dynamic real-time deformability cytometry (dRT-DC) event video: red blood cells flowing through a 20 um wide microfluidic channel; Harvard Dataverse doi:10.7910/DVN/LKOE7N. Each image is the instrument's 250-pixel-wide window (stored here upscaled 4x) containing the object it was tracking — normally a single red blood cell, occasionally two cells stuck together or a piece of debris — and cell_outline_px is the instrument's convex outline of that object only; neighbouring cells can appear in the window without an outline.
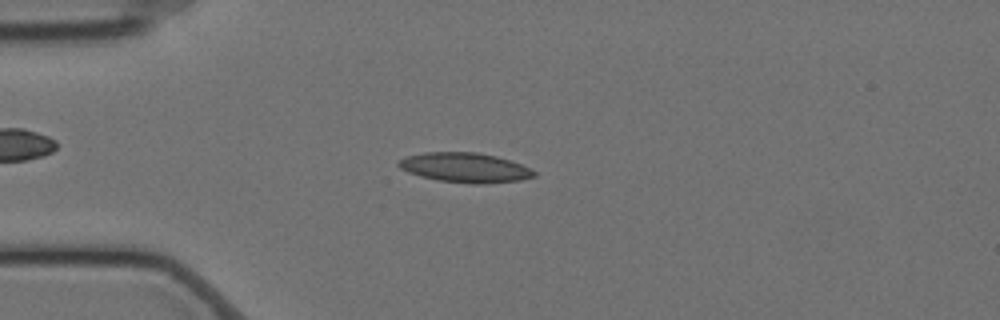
{"species": "Egyptian fruit bat (a non-hibernating species)", "species_latin": "Rousettus aegyptiacus", "temperature_condition": "cold", "stored_images_in_passage": 47, "camera_frame_rate_fps": 3000, "um_per_image_px": 0.085, "animal": {"sex": "female"}, "frame": {"image": 1, "passage_image": 4, "time_ms": 1.0, "image_size_px": [1000, 320], "cell_outline_px": [[536, 176], [520, 180], [484, 184], [472, 184], [436, 180], [420, 176], [408, 172], [400, 168], [396, 164], [404, 156], [424, 152], [476, 152], [496, 156], [520, 164], [536, 172]], "centroid_in_image_um": [39.48, 14.25], "position_along_channel_um": 45.5, "area_um2": 23.47}}
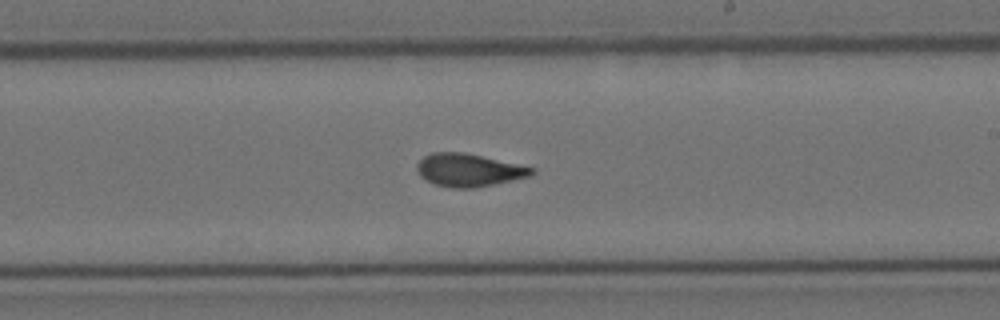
{"frame": {"image": 2, "passage_image": 23, "time_ms": 7.333, "image_size_px": [1000, 320], "cell_outline_px": [[536, 172], [532, 176], [472, 188], [452, 188], [436, 184], [420, 176], [416, 168], [416, 164], [424, 156], [432, 152], [464, 152], [536, 168]], "centroid_in_image_um": [39.86, 14.45], "position_along_channel_um": 249.1, "area_um2": 21.85}}
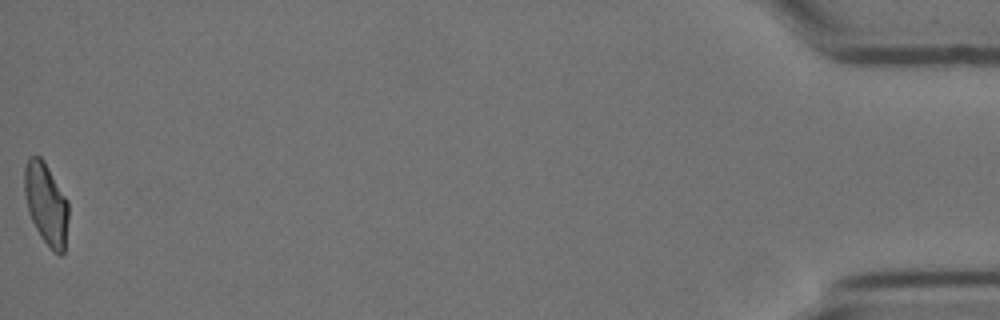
{"frame": {"image": 3, "passage_image": 47, "time_ms": 15.333, "image_size_px": [1000, 320], "cell_outline_px": [[68, 216], [64, 252], [60, 256], [40, 236], [28, 212], [24, 192], [24, 168], [28, 156], [40, 156], [44, 160], [68, 200]], "centroid_in_image_um": [3.91, 17.27], "position_along_channel_um": 431.3, "area_um2": 20.92}, "authors_computed_cell_mechanics": {"area_um2": 21.7906, "velocity_mm_per_s": 3.4971, "shape_relaxation_time_tau1_ms": null, "shape_relaxation_time_tau2_ms": 1.7523, "deformation_change_tau1": null, "deformation_change_tau2": 0.0769}}